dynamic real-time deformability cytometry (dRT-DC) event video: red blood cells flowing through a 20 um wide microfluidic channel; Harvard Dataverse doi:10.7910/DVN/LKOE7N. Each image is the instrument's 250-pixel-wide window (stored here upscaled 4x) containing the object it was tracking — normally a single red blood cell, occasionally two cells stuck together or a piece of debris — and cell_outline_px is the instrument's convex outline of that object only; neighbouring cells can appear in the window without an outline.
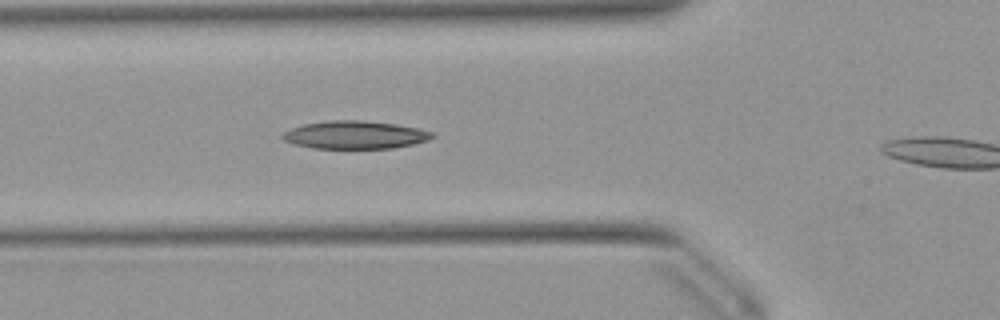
{"species": "Egyptian fruit bat (a non-hibernating species)", "species_latin": "Rousettus aegyptiacus", "temperature_condition": "warm", "stored_images_in_passage": 10, "camera_frame_rate_fps": 3000, "um_per_image_px": 0.085, "animal": {"sex": "female"}, "frame": {"image": 1, "passage_image": 9, "time_ms": 2.667, "image_size_px": [1000, 320], "cell_outline_px": [[436, 136], [428, 140], [412, 144], [392, 148], [312, 148], [292, 144], [284, 140], [280, 136], [284, 132], [292, 128], [304, 124], [328, 120], [364, 120], [396, 124], [420, 128], [432, 132]], "centroid_in_image_um": [30.17, 11.46], "position_along_channel_um": 95.6, "area_um2": 24.45}}